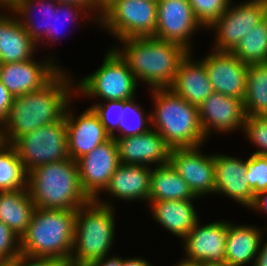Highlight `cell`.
Masks as SVG:
<instances>
[{"label": "cell", "mask_w": 267, "mask_h": 266, "mask_svg": "<svg viewBox=\"0 0 267 266\" xmlns=\"http://www.w3.org/2000/svg\"><path fill=\"white\" fill-rule=\"evenodd\" d=\"M57 3L74 2L86 7L95 16V0H54ZM94 11V12H93Z\"/></svg>", "instance_id": "cell-45"}, {"label": "cell", "mask_w": 267, "mask_h": 266, "mask_svg": "<svg viewBox=\"0 0 267 266\" xmlns=\"http://www.w3.org/2000/svg\"><path fill=\"white\" fill-rule=\"evenodd\" d=\"M220 15L208 28L215 31L213 50L231 51L267 16V2L261 0H245L233 4Z\"/></svg>", "instance_id": "cell-10"}, {"label": "cell", "mask_w": 267, "mask_h": 266, "mask_svg": "<svg viewBox=\"0 0 267 266\" xmlns=\"http://www.w3.org/2000/svg\"><path fill=\"white\" fill-rule=\"evenodd\" d=\"M50 59L0 63V80L13 97L39 90L62 69Z\"/></svg>", "instance_id": "cell-14"}, {"label": "cell", "mask_w": 267, "mask_h": 266, "mask_svg": "<svg viewBox=\"0 0 267 266\" xmlns=\"http://www.w3.org/2000/svg\"><path fill=\"white\" fill-rule=\"evenodd\" d=\"M12 145L26 173L44 164L69 159L65 118L22 135Z\"/></svg>", "instance_id": "cell-9"}, {"label": "cell", "mask_w": 267, "mask_h": 266, "mask_svg": "<svg viewBox=\"0 0 267 266\" xmlns=\"http://www.w3.org/2000/svg\"><path fill=\"white\" fill-rule=\"evenodd\" d=\"M123 266H153L148 260L141 257L124 258Z\"/></svg>", "instance_id": "cell-44"}, {"label": "cell", "mask_w": 267, "mask_h": 266, "mask_svg": "<svg viewBox=\"0 0 267 266\" xmlns=\"http://www.w3.org/2000/svg\"><path fill=\"white\" fill-rule=\"evenodd\" d=\"M56 6L57 2L54 0H23L11 11L17 16L21 25L38 47V44L40 42L44 43L45 39L46 44L49 42L50 45L52 44V11H54ZM35 7L41 9L42 13L40 14L42 15L40 16H43L42 19L44 18L45 22L43 20L36 21L35 17L37 16L34 13H36L35 10L37 11V9ZM41 21L43 23H40Z\"/></svg>", "instance_id": "cell-26"}, {"label": "cell", "mask_w": 267, "mask_h": 266, "mask_svg": "<svg viewBox=\"0 0 267 266\" xmlns=\"http://www.w3.org/2000/svg\"><path fill=\"white\" fill-rule=\"evenodd\" d=\"M118 146L119 161L128 165L161 166L169 163L171 148L164 138L154 129L148 132L115 138Z\"/></svg>", "instance_id": "cell-19"}, {"label": "cell", "mask_w": 267, "mask_h": 266, "mask_svg": "<svg viewBox=\"0 0 267 266\" xmlns=\"http://www.w3.org/2000/svg\"><path fill=\"white\" fill-rule=\"evenodd\" d=\"M70 106L69 103L64 115L67 124L68 155L70 159L76 161L111 136L91 107L76 117Z\"/></svg>", "instance_id": "cell-18"}, {"label": "cell", "mask_w": 267, "mask_h": 266, "mask_svg": "<svg viewBox=\"0 0 267 266\" xmlns=\"http://www.w3.org/2000/svg\"><path fill=\"white\" fill-rule=\"evenodd\" d=\"M242 130L245 138L259 148L252 154L267 156V117L246 116Z\"/></svg>", "instance_id": "cell-37"}, {"label": "cell", "mask_w": 267, "mask_h": 266, "mask_svg": "<svg viewBox=\"0 0 267 266\" xmlns=\"http://www.w3.org/2000/svg\"><path fill=\"white\" fill-rule=\"evenodd\" d=\"M5 7V8H4ZM2 8H3V10L5 9V10H7L8 12L10 11L8 8H7V6L2 2V0H0V10H2ZM6 13H4V11L3 12H1L0 11V18L3 16V15H5Z\"/></svg>", "instance_id": "cell-49"}, {"label": "cell", "mask_w": 267, "mask_h": 266, "mask_svg": "<svg viewBox=\"0 0 267 266\" xmlns=\"http://www.w3.org/2000/svg\"><path fill=\"white\" fill-rule=\"evenodd\" d=\"M157 12V0H115L102 12L97 24L117 40L153 36Z\"/></svg>", "instance_id": "cell-8"}, {"label": "cell", "mask_w": 267, "mask_h": 266, "mask_svg": "<svg viewBox=\"0 0 267 266\" xmlns=\"http://www.w3.org/2000/svg\"><path fill=\"white\" fill-rule=\"evenodd\" d=\"M83 14V15H82ZM63 22H69V21H76L80 23L79 19H90L92 21H96L98 23V19L94 17V15L84 6L81 4H77L74 2H65V3H57L56 8L54 11H52V43H55L59 40L58 37H60V33H62L59 29L61 19H63ZM87 17V18H86ZM94 18V19H93ZM71 21V24H72ZM62 22V23H63Z\"/></svg>", "instance_id": "cell-33"}, {"label": "cell", "mask_w": 267, "mask_h": 266, "mask_svg": "<svg viewBox=\"0 0 267 266\" xmlns=\"http://www.w3.org/2000/svg\"><path fill=\"white\" fill-rule=\"evenodd\" d=\"M203 266H229L227 263L203 264Z\"/></svg>", "instance_id": "cell-50"}, {"label": "cell", "mask_w": 267, "mask_h": 266, "mask_svg": "<svg viewBox=\"0 0 267 266\" xmlns=\"http://www.w3.org/2000/svg\"><path fill=\"white\" fill-rule=\"evenodd\" d=\"M95 103L90 107L98 115L106 132L113 138H117L121 114L124 110V100L103 101ZM118 131V132H117Z\"/></svg>", "instance_id": "cell-34"}, {"label": "cell", "mask_w": 267, "mask_h": 266, "mask_svg": "<svg viewBox=\"0 0 267 266\" xmlns=\"http://www.w3.org/2000/svg\"><path fill=\"white\" fill-rule=\"evenodd\" d=\"M249 209L261 214H267V190L260 191L255 195L254 202Z\"/></svg>", "instance_id": "cell-41"}, {"label": "cell", "mask_w": 267, "mask_h": 266, "mask_svg": "<svg viewBox=\"0 0 267 266\" xmlns=\"http://www.w3.org/2000/svg\"><path fill=\"white\" fill-rule=\"evenodd\" d=\"M263 238L261 240V245L259 248V251L257 253L255 262L253 264V266H267V240H265L266 242H263ZM264 244H263V243Z\"/></svg>", "instance_id": "cell-43"}, {"label": "cell", "mask_w": 267, "mask_h": 266, "mask_svg": "<svg viewBox=\"0 0 267 266\" xmlns=\"http://www.w3.org/2000/svg\"><path fill=\"white\" fill-rule=\"evenodd\" d=\"M173 266H203V264L196 261L184 259L183 257L180 262H177V264Z\"/></svg>", "instance_id": "cell-47"}, {"label": "cell", "mask_w": 267, "mask_h": 266, "mask_svg": "<svg viewBox=\"0 0 267 266\" xmlns=\"http://www.w3.org/2000/svg\"><path fill=\"white\" fill-rule=\"evenodd\" d=\"M243 102L246 116L267 117V63L249 64Z\"/></svg>", "instance_id": "cell-29"}, {"label": "cell", "mask_w": 267, "mask_h": 266, "mask_svg": "<svg viewBox=\"0 0 267 266\" xmlns=\"http://www.w3.org/2000/svg\"><path fill=\"white\" fill-rule=\"evenodd\" d=\"M199 222L183 239L184 259L202 264L225 263L228 220L203 226Z\"/></svg>", "instance_id": "cell-17"}, {"label": "cell", "mask_w": 267, "mask_h": 266, "mask_svg": "<svg viewBox=\"0 0 267 266\" xmlns=\"http://www.w3.org/2000/svg\"><path fill=\"white\" fill-rule=\"evenodd\" d=\"M231 52L248 65L267 63V16Z\"/></svg>", "instance_id": "cell-30"}, {"label": "cell", "mask_w": 267, "mask_h": 266, "mask_svg": "<svg viewBox=\"0 0 267 266\" xmlns=\"http://www.w3.org/2000/svg\"><path fill=\"white\" fill-rule=\"evenodd\" d=\"M4 143L3 137H2V133L0 131V146Z\"/></svg>", "instance_id": "cell-51"}, {"label": "cell", "mask_w": 267, "mask_h": 266, "mask_svg": "<svg viewBox=\"0 0 267 266\" xmlns=\"http://www.w3.org/2000/svg\"><path fill=\"white\" fill-rule=\"evenodd\" d=\"M201 26L208 28L229 7L232 0H188Z\"/></svg>", "instance_id": "cell-35"}, {"label": "cell", "mask_w": 267, "mask_h": 266, "mask_svg": "<svg viewBox=\"0 0 267 266\" xmlns=\"http://www.w3.org/2000/svg\"><path fill=\"white\" fill-rule=\"evenodd\" d=\"M76 210L35 207L27 231L21 236V253L56 258L68 266L75 233Z\"/></svg>", "instance_id": "cell-6"}, {"label": "cell", "mask_w": 267, "mask_h": 266, "mask_svg": "<svg viewBox=\"0 0 267 266\" xmlns=\"http://www.w3.org/2000/svg\"><path fill=\"white\" fill-rule=\"evenodd\" d=\"M128 64L111 46L101 66L75 83V93L99 97L101 101L129 100L135 97L138 84Z\"/></svg>", "instance_id": "cell-7"}, {"label": "cell", "mask_w": 267, "mask_h": 266, "mask_svg": "<svg viewBox=\"0 0 267 266\" xmlns=\"http://www.w3.org/2000/svg\"><path fill=\"white\" fill-rule=\"evenodd\" d=\"M13 99V95L0 80V127L7 120Z\"/></svg>", "instance_id": "cell-40"}, {"label": "cell", "mask_w": 267, "mask_h": 266, "mask_svg": "<svg viewBox=\"0 0 267 266\" xmlns=\"http://www.w3.org/2000/svg\"><path fill=\"white\" fill-rule=\"evenodd\" d=\"M194 198L195 196L188 184L170 163L152 168L148 203L161 200H187Z\"/></svg>", "instance_id": "cell-28"}, {"label": "cell", "mask_w": 267, "mask_h": 266, "mask_svg": "<svg viewBox=\"0 0 267 266\" xmlns=\"http://www.w3.org/2000/svg\"><path fill=\"white\" fill-rule=\"evenodd\" d=\"M67 72L61 69L41 89L14 97L7 120L0 127L4 143L13 144L22 135L64 117L76 94L75 82Z\"/></svg>", "instance_id": "cell-1"}, {"label": "cell", "mask_w": 267, "mask_h": 266, "mask_svg": "<svg viewBox=\"0 0 267 266\" xmlns=\"http://www.w3.org/2000/svg\"><path fill=\"white\" fill-rule=\"evenodd\" d=\"M194 199L161 200L147 203L153 220L179 239H184L199 221Z\"/></svg>", "instance_id": "cell-23"}, {"label": "cell", "mask_w": 267, "mask_h": 266, "mask_svg": "<svg viewBox=\"0 0 267 266\" xmlns=\"http://www.w3.org/2000/svg\"><path fill=\"white\" fill-rule=\"evenodd\" d=\"M21 1L23 0H2L9 10H12Z\"/></svg>", "instance_id": "cell-48"}, {"label": "cell", "mask_w": 267, "mask_h": 266, "mask_svg": "<svg viewBox=\"0 0 267 266\" xmlns=\"http://www.w3.org/2000/svg\"><path fill=\"white\" fill-rule=\"evenodd\" d=\"M258 228L228 222L225 263L229 266H244L250 262H253L251 265L254 264L261 240L264 238L263 234L266 232Z\"/></svg>", "instance_id": "cell-25"}, {"label": "cell", "mask_w": 267, "mask_h": 266, "mask_svg": "<svg viewBox=\"0 0 267 266\" xmlns=\"http://www.w3.org/2000/svg\"><path fill=\"white\" fill-rule=\"evenodd\" d=\"M191 53L188 52L180 62L170 88L188 103L199 106L215 91L204 62L201 59L194 60Z\"/></svg>", "instance_id": "cell-21"}, {"label": "cell", "mask_w": 267, "mask_h": 266, "mask_svg": "<svg viewBox=\"0 0 267 266\" xmlns=\"http://www.w3.org/2000/svg\"><path fill=\"white\" fill-rule=\"evenodd\" d=\"M201 146L173 148L169 156V163L198 198L215 194L214 154L203 155Z\"/></svg>", "instance_id": "cell-12"}, {"label": "cell", "mask_w": 267, "mask_h": 266, "mask_svg": "<svg viewBox=\"0 0 267 266\" xmlns=\"http://www.w3.org/2000/svg\"><path fill=\"white\" fill-rule=\"evenodd\" d=\"M119 41L122 47H112L126 61L136 81H144L150 89L170 88L180 62L189 52L180 44L152 36Z\"/></svg>", "instance_id": "cell-2"}, {"label": "cell", "mask_w": 267, "mask_h": 266, "mask_svg": "<svg viewBox=\"0 0 267 266\" xmlns=\"http://www.w3.org/2000/svg\"><path fill=\"white\" fill-rule=\"evenodd\" d=\"M211 51L201 60L214 91L243 100L249 65L239 60L231 51Z\"/></svg>", "instance_id": "cell-16"}, {"label": "cell", "mask_w": 267, "mask_h": 266, "mask_svg": "<svg viewBox=\"0 0 267 266\" xmlns=\"http://www.w3.org/2000/svg\"><path fill=\"white\" fill-rule=\"evenodd\" d=\"M27 188V173L15 147L3 143L0 146V191Z\"/></svg>", "instance_id": "cell-31"}, {"label": "cell", "mask_w": 267, "mask_h": 266, "mask_svg": "<svg viewBox=\"0 0 267 266\" xmlns=\"http://www.w3.org/2000/svg\"><path fill=\"white\" fill-rule=\"evenodd\" d=\"M154 101L151 128L156 130L171 148L204 145L205 138L198 106L179 97L171 88L149 89Z\"/></svg>", "instance_id": "cell-4"}, {"label": "cell", "mask_w": 267, "mask_h": 266, "mask_svg": "<svg viewBox=\"0 0 267 266\" xmlns=\"http://www.w3.org/2000/svg\"><path fill=\"white\" fill-rule=\"evenodd\" d=\"M157 26L152 36L174 42L193 52L190 38L204 29L196 19L188 0H157Z\"/></svg>", "instance_id": "cell-11"}, {"label": "cell", "mask_w": 267, "mask_h": 266, "mask_svg": "<svg viewBox=\"0 0 267 266\" xmlns=\"http://www.w3.org/2000/svg\"><path fill=\"white\" fill-rule=\"evenodd\" d=\"M215 194H223L249 209L255 195L246 180V159L214 154Z\"/></svg>", "instance_id": "cell-20"}, {"label": "cell", "mask_w": 267, "mask_h": 266, "mask_svg": "<svg viewBox=\"0 0 267 266\" xmlns=\"http://www.w3.org/2000/svg\"><path fill=\"white\" fill-rule=\"evenodd\" d=\"M135 100V97L124 100V110L121 114L117 138L143 134L151 129V112L145 114L142 106Z\"/></svg>", "instance_id": "cell-32"}, {"label": "cell", "mask_w": 267, "mask_h": 266, "mask_svg": "<svg viewBox=\"0 0 267 266\" xmlns=\"http://www.w3.org/2000/svg\"><path fill=\"white\" fill-rule=\"evenodd\" d=\"M9 13L6 11V15L0 18L1 63L27 61L34 58L37 44L28 35L15 14L11 10Z\"/></svg>", "instance_id": "cell-24"}, {"label": "cell", "mask_w": 267, "mask_h": 266, "mask_svg": "<svg viewBox=\"0 0 267 266\" xmlns=\"http://www.w3.org/2000/svg\"><path fill=\"white\" fill-rule=\"evenodd\" d=\"M27 189L40 209L77 210L91 200L82 189L77 162L70 158L28 172Z\"/></svg>", "instance_id": "cell-3"}, {"label": "cell", "mask_w": 267, "mask_h": 266, "mask_svg": "<svg viewBox=\"0 0 267 266\" xmlns=\"http://www.w3.org/2000/svg\"><path fill=\"white\" fill-rule=\"evenodd\" d=\"M152 167L144 165H128L120 163L110 177L108 186L103 192L128 202H148L151 190Z\"/></svg>", "instance_id": "cell-22"}, {"label": "cell", "mask_w": 267, "mask_h": 266, "mask_svg": "<svg viewBox=\"0 0 267 266\" xmlns=\"http://www.w3.org/2000/svg\"><path fill=\"white\" fill-rule=\"evenodd\" d=\"M115 0H95V17L99 19L102 12L110 6Z\"/></svg>", "instance_id": "cell-46"}, {"label": "cell", "mask_w": 267, "mask_h": 266, "mask_svg": "<svg viewBox=\"0 0 267 266\" xmlns=\"http://www.w3.org/2000/svg\"><path fill=\"white\" fill-rule=\"evenodd\" d=\"M245 177L254 195L267 190V156L251 154L246 160Z\"/></svg>", "instance_id": "cell-36"}, {"label": "cell", "mask_w": 267, "mask_h": 266, "mask_svg": "<svg viewBox=\"0 0 267 266\" xmlns=\"http://www.w3.org/2000/svg\"><path fill=\"white\" fill-rule=\"evenodd\" d=\"M76 162L82 189L90 199H98L120 164L115 138L110 137Z\"/></svg>", "instance_id": "cell-13"}, {"label": "cell", "mask_w": 267, "mask_h": 266, "mask_svg": "<svg viewBox=\"0 0 267 266\" xmlns=\"http://www.w3.org/2000/svg\"><path fill=\"white\" fill-rule=\"evenodd\" d=\"M0 266H66L56 258L35 257L21 253L15 260L0 263Z\"/></svg>", "instance_id": "cell-39"}, {"label": "cell", "mask_w": 267, "mask_h": 266, "mask_svg": "<svg viewBox=\"0 0 267 266\" xmlns=\"http://www.w3.org/2000/svg\"><path fill=\"white\" fill-rule=\"evenodd\" d=\"M89 266H123V258L119 255L105 256L93 262Z\"/></svg>", "instance_id": "cell-42"}, {"label": "cell", "mask_w": 267, "mask_h": 266, "mask_svg": "<svg viewBox=\"0 0 267 266\" xmlns=\"http://www.w3.org/2000/svg\"><path fill=\"white\" fill-rule=\"evenodd\" d=\"M91 199L76 210L75 233L68 266H89L109 255L115 240L114 204Z\"/></svg>", "instance_id": "cell-5"}, {"label": "cell", "mask_w": 267, "mask_h": 266, "mask_svg": "<svg viewBox=\"0 0 267 266\" xmlns=\"http://www.w3.org/2000/svg\"><path fill=\"white\" fill-rule=\"evenodd\" d=\"M35 209L27 188L0 191V220L21 237Z\"/></svg>", "instance_id": "cell-27"}, {"label": "cell", "mask_w": 267, "mask_h": 266, "mask_svg": "<svg viewBox=\"0 0 267 266\" xmlns=\"http://www.w3.org/2000/svg\"><path fill=\"white\" fill-rule=\"evenodd\" d=\"M21 254V237L0 220V263L15 260Z\"/></svg>", "instance_id": "cell-38"}, {"label": "cell", "mask_w": 267, "mask_h": 266, "mask_svg": "<svg viewBox=\"0 0 267 266\" xmlns=\"http://www.w3.org/2000/svg\"><path fill=\"white\" fill-rule=\"evenodd\" d=\"M198 112L207 139L212 131L222 134L233 133L236 129L242 131L246 120L243 100L217 92L198 106Z\"/></svg>", "instance_id": "cell-15"}]
</instances>
